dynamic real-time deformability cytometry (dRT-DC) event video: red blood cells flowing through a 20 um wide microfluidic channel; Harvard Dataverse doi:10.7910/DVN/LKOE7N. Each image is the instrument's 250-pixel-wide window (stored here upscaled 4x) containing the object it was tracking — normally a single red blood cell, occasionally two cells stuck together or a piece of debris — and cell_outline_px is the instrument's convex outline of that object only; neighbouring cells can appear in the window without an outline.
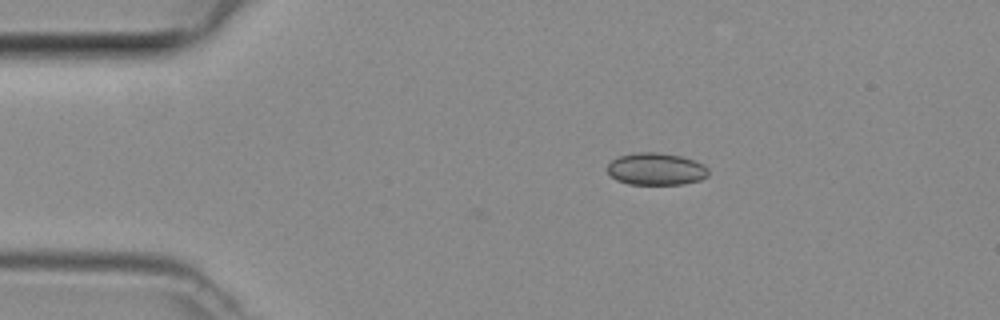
{"species": "common noctule bat (a hibernating species)", "species_latin": "Nyctalus noctula", "temperature_condition": "room temperature", "stored_images_in_passage": 36, "camera_frame_rate_fps": 3000, "um_per_image_px": 0.085, "animal": {"sex": "female", "body_mass_g": 29.2, "forearm_length_mm": 56.3}, "frame": {"image": 1, "passage_image": 1, "time_ms": 0.0, "image_size_px": [1000, 320], "cell_outline_px": [[708, 176], [700, 180], [684, 184], [628, 184], [616, 180], [608, 172], [608, 164], [612, 160], [620, 156], [636, 152], [656, 152], [680, 156], [704, 164], [708, 168]], "centroid_in_image_um": [55.77, 14.37], "position_along_channel_um": 29.2, "area_um2": 18.9}}
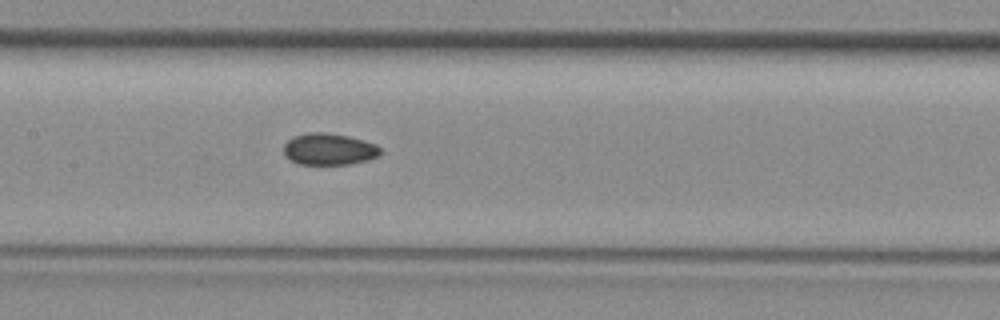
{"frame": {"image": 2, "passage_image": 15, "time_ms": 4.667, "image_size_px": [1000, 320], "cell_outline_px": [[380, 152], [376, 156], [368, 160], [352, 164], [296, 164], [284, 156], [284, 144], [288, 140], [296, 136], [308, 132], [324, 132], [348, 136], [364, 140], [376, 144], [380, 148]], "centroid_in_image_um": [27.94, 12.68], "position_along_channel_um": 179.5, "area_um2": 17.86}}
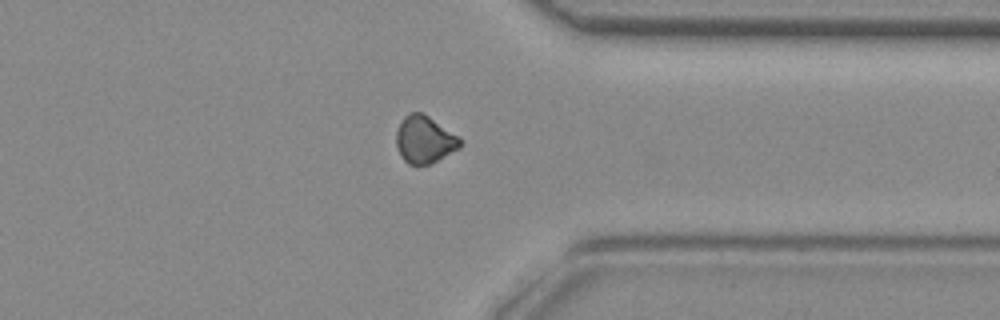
{"frame": {"image": 3, "passage_image": 29, "time_ms": 9.333, "image_size_px": [1000, 320], "cell_outline_px": [[464, 140], [460, 148], [432, 164], [408, 164], [404, 160], [396, 144], [396, 132], [404, 116], [412, 112], [420, 112], [428, 116], [460, 136]], "centroid_in_image_um": [36.14, 11.87], "position_along_channel_um": 375.3, "area_um2": 17.69}}